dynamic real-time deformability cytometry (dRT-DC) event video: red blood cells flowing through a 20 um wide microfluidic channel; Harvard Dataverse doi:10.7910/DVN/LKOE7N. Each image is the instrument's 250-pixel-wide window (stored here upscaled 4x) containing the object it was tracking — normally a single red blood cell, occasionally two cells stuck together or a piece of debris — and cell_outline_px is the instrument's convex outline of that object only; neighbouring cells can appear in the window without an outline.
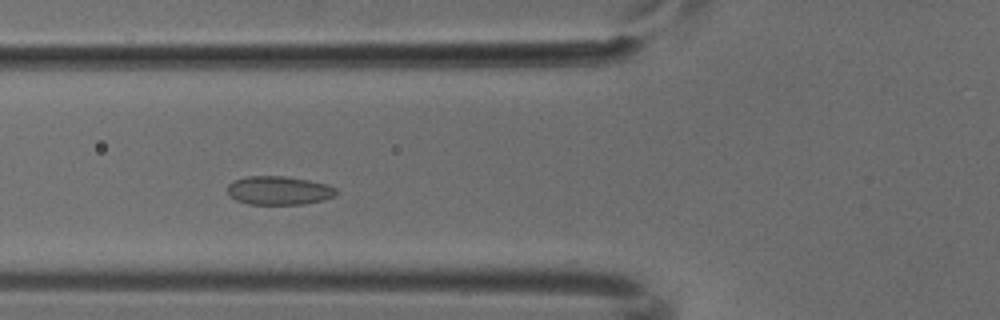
{"species": "common noctule bat (a hibernating species)", "species_latin": "Nyctalus noctula", "temperature_condition": "cold", "stored_images_in_passage": 5, "camera_frame_rate_fps": 3000, "um_per_image_px": 0.085, "animal": {"sex": "male", "body_mass_g": 18.8}, "frame": {"image": 1, "passage_image": 3, "time_ms": 0.667, "image_size_px": [1000, 320], "cell_outline_px": [[336, 196], [324, 200], [304, 204], [248, 204], [236, 200], [228, 196], [228, 184], [236, 180], [248, 176], [284, 176], [308, 180], [328, 184], [336, 188]], "centroid_in_image_um": [23.72, 16.2], "position_along_channel_um": 102.1, "area_um2": 18.21}}
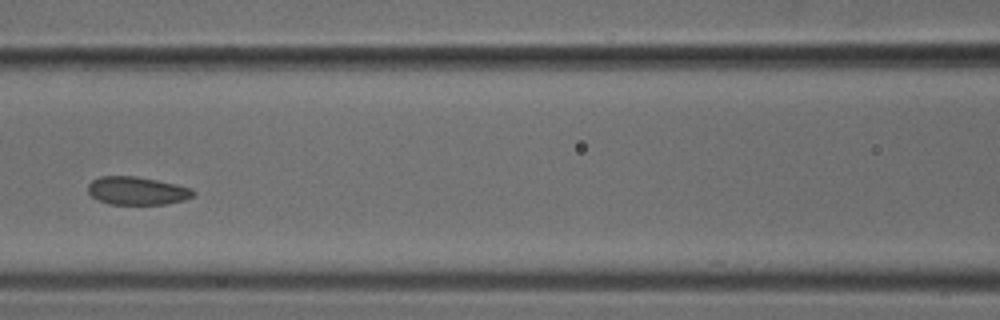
{"frame": {"image": 2, "passage_image": 4, "time_ms": 1.0, "image_size_px": [1000, 320], "cell_outline_px": [[196, 192], [192, 196], [184, 200], [164, 204], [108, 204], [92, 196], [88, 192], [88, 184], [92, 180], [100, 176], [136, 176], [176, 184], [192, 188]], "centroid_in_image_um": [11.65, 16.21], "position_along_channel_um": 155.0, "area_um2": 17.17}}
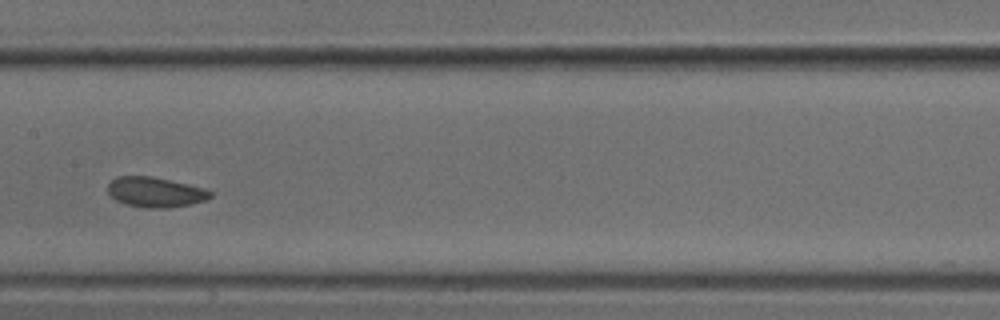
{"frame": {"image": 3, "passage_image": 5, "time_ms": 1.333, "image_size_px": [1000, 320], "cell_outline_px": [[212, 196], [208, 200], [168, 208], [144, 208], [128, 204], [116, 200], [108, 192], [108, 184], [116, 176], [152, 176], [188, 184], [212, 192]], "centroid_in_image_um": [13.19, 16.33], "position_along_channel_um": 194.2, "area_um2": 17.8}}